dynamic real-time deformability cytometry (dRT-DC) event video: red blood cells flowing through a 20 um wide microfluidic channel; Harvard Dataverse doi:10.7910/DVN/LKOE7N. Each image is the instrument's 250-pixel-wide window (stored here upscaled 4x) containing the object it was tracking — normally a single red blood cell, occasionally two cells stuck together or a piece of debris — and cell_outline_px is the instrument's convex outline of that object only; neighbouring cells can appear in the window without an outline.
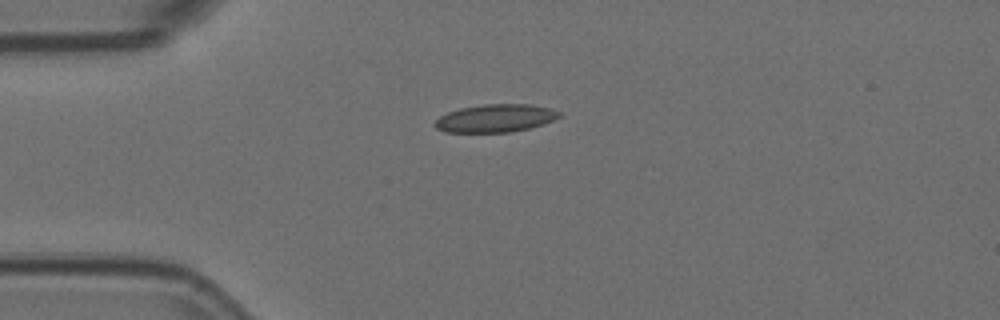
{"species": "Egyptian fruit bat (a non-hibernating species)", "species_latin": "Rousettus aegyptiacus", "temperature_condition": "room temperature", "stored_images_in_passage": 4, "camera_frame_rate_fps": 3000, "um_per_image_px": 0.085, "animal": {"sex": "female"}, "frame": {"image": 1, "passage_image": 1, "time_ms": 0.0, "image_size_px": [1000, 320], "cell_outline_px": [[560, 116], [544, 124], [512, 132], [444, 132], [436, 128], [432, 124], [440, 116], [448, 112], [460, 108], [484, 104], [528, 104], [548, 108], [560, 112]], "centroid_in_image_um": [42.07, 10.05], "position_along_channel_um": 42.9, "area_um2": 20.11}}
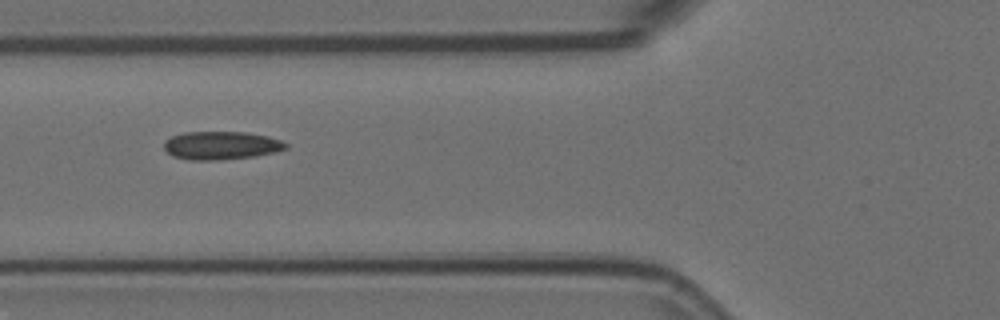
{"frame": {"image": 2, "passage_image": 3, "time_ms": 0.667, "image_size_px": [1000, 320], "cell_outline_px": [[288, 148], [276, 152], [256, 156], [216, 160], [192, 160], [172, 156], [164, 148], [164, 140], [172, 136], [184, 132], [244, 132], [268, 136], [280, 140], [288, 144]], "centroid_in_image_um": [18.81, 12.36], "position_along_channel_um": 107.0, "area_um2": 20.06}}
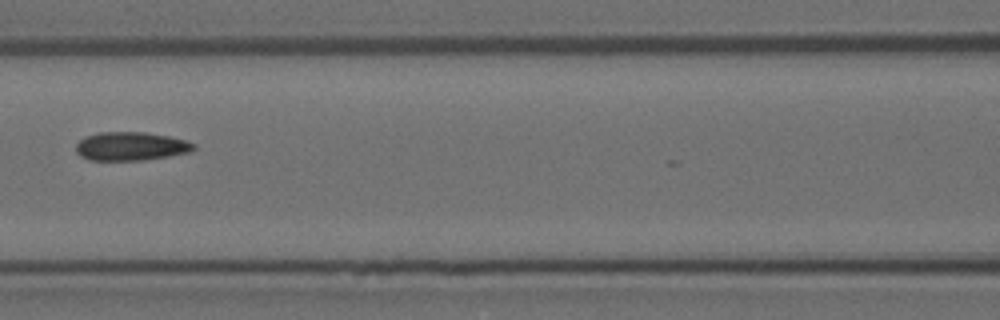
{"frame": {"image": 3, "passage_image": 4, "time_ms": 1.0, "image_size_px": [1000, 320], "cell_outline_px": [[196, 148], [188, 152], [168, 156], [140, 160], [92, 160], [80, 156], [76, 152], [76, 144], [80, 140], [88, 136], [100, 132], [144, 132], [168, 136], [184, 140], [196, 144]], "centroid_in_image_um": [11.12, 12.43], "position_along_channel_um": 155.5, "area_um2": 19.36}}